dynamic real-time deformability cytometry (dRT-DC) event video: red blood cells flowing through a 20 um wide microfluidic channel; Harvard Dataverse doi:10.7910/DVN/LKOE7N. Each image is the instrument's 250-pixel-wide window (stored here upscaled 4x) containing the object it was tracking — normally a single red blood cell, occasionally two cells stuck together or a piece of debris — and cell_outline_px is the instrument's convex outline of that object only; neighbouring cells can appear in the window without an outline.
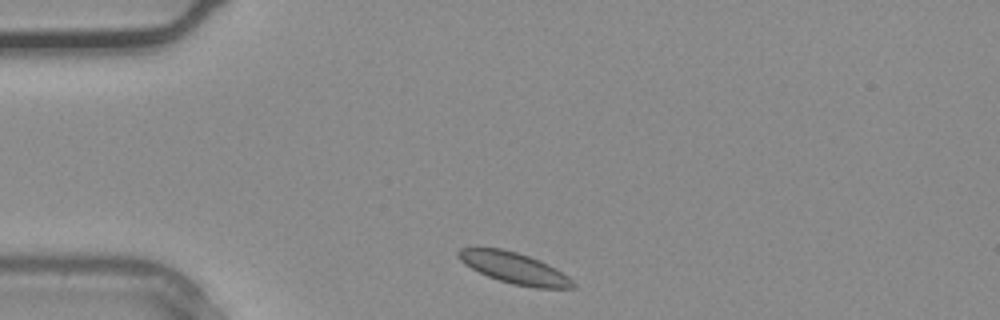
{"species": "common noctule bat (a hibernating species)", "species_latin": "Nyctalus noctula", "temperature_condition": "warm", "stored_images_in_passage": 24, "camera_frame_rate_fps": 3000, "um_per_image_px": 0.085, "animal": {"sex": "male", "body_mass_g": 20.4}, "frame": {"image": 1, "passage_image": 1, "time_ms": 0.0, "image_size_px": [1000, 320], "cell_outline_px": [[576, 288], [532, 288], [512, 284], [488, 276], [464, 264], [456, 256], [456, 252], [460, 248], [500, 248], [516, 252], [540, 260], [556, 268], [568, 276], [576, 284]], "centroid_in_image_um": [43.73, 22.79], "position_along_channel_um": 41.3, "area_um2": 20.81}}